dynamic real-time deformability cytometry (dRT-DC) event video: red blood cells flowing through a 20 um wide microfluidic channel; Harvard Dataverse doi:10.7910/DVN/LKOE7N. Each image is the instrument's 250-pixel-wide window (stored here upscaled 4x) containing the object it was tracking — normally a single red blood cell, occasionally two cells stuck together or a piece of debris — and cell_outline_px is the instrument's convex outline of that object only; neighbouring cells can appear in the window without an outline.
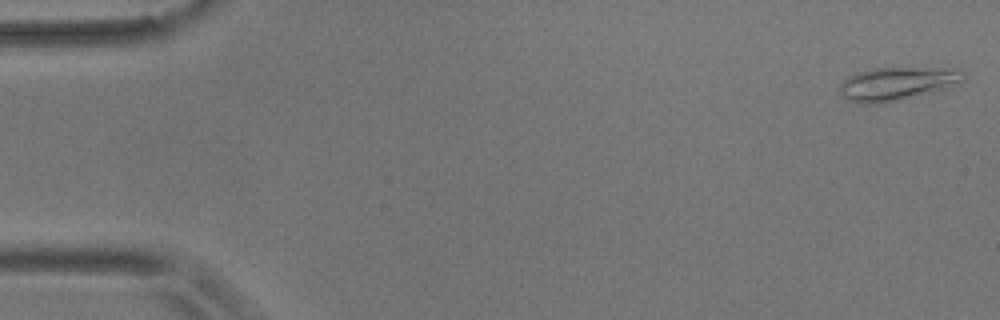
{"species": "common noctule bat (a hibernating species)", "species_latin": "Nyctalus noctula", "temperature_condition": "room temperature", "stored_images_in_passage": 55, "camera_frame_rate_fps": 3000, "um_per_image_px": 0.085, "animal": {"sex": "male", "body_mass_g": 17.9}, "frame": {"image": 1, "passage_image": 1, "time_ms": 0.0, "image_size_px": [1000, 320], "cell_outline_px": [[964, 80], [960, 84], [928, 92], [876, 104], [864, 104], [848, 100], [840, 92], [840, 84], [844, 80], [860, 72], [872, 68], [960, 68], [964, 72]], "centroid_in_image_um": [76.29, 7.09], "position_along_channel_um": 8.7, "area_um2": 23.41}}
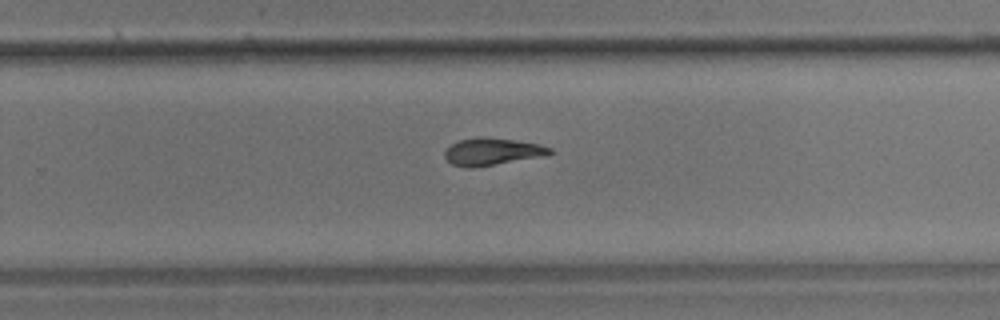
{"frame": {"image": 2, "passage_image": 35, "time_ms": 11.333, "image_size_px": [1000, 320], "cell_outline_px": [[552, 152], [548, 156], [472, 168], [468, 168], [452, 164], [444, 156], [444, 152], [452, 144], [460, 140], [480, 136], [516, 140], [540, 144], [552, 148]], "centroid_in_image_um": [41.88, 12.89], "position_along_channel_um": 287.9, "area_um2": 16.82}}
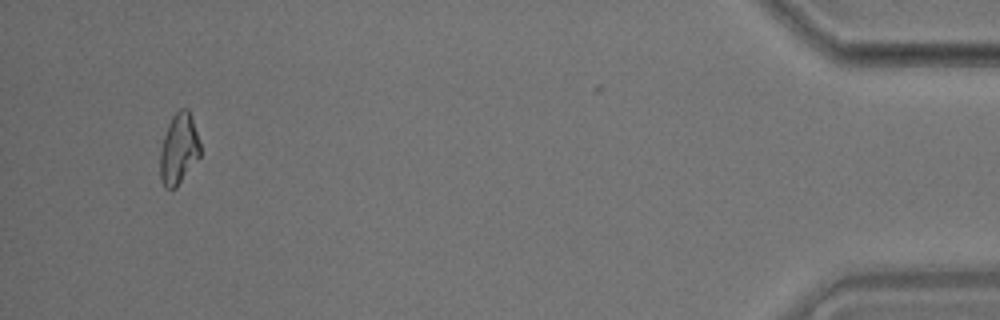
{"frame": {"image": 3, "passage_image": 52, "time_ms": 17.0, "image_size_px": [1000, 320], "cell_outline_px": [[200, 156], [176, 188], [164, 188], [160, 180], [160, 148], [168, 124], [172, 116], [180, 108], [188, 108], [200, 144]], "centroid_in_image_um": [15.17, 12.68], "position_along_channel_um": 420.0, "area_um2": 16.47}, "authors_computed_cell_mechanics": {"area_um2": 17.1088, "velocity_mm_per_s": 3.6558, "shape_relaxation_time_tau1_ms": 5.0843, "shape_relaxation_time_tau2_ms": 9.9616, "deformation_change_tau1": 0.1854, "deformation_change_tau2": 0.1942}}